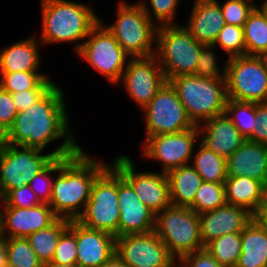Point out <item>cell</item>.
I'll list each match as a JSON object with an SVG mask.
<instances>
[{"label":"cell","instance_id":"obj_1","mask_svg":"<svg viewBox=\"0 0 267 267\" xmlns=\"http://www.w3.org/2000/svg\"><path fill=\"white\" fill-rule=\"evenodd\" d=\"M64 93L55 84L36 103L20 111L8 129V144L43 150L52 141L76 140L69 130Z\"/></svg>","mask_w":267,"mask_h":267},{"label":"cell","instance_id":"obj_2","mask_svg":"<svg viewBox=\"0 0 267 267\" xmlns=\"http://www.w3.org/2000/svg\"><path fill=\"white\" fill-rule=\"evenodd\" d=\"M82 149L71 156L59 157V173L54 178L48 204L58 218L78 219L90 198L94 181L108 167Z\"/></svg>","mask_w":267,"mask_h":267},{"label":"cell","instance_id":"obj_3","mask_svg":"<svg viewBox=\"0 0 267 267\" xmlns=\"http://www.w3.org/2000/svg\"><path fill=\"white\" fill-rule=\"evenodd\" d=\"M41 45L76 42L78 52L92 29L100 22L94 10L84 3L70 0H41ZM83 40L78 43L77 41Z\"/></svg>","mask_w":267,"mask_h":267},{"label":"cell","instance_id":"obj_4","mask_svg":"<svg viewBox=\"0 0 267 267\" xmlns=\"http://www.w3.org/2000/svg\"><path fill=\"white\" fill-rule=\"evenodd\" d=\"M80 148L76 140H64L53 152L43 154L44 150L7 144L0 149V198L29 184L54 158L71 156Z\"/></svg>","mask_w":267,"mask_h":267},{"label":"cell","instance_id":"obj_5","mask_svg":"<svg viewBox=\"0 0 267 267\" xmlns=\"http://www.w3.org/2000/svg\"><path fill=\"white\" fill-rule=\"evenodd\" d=\"M177 92L188 118L194 125L225 113L226 80L200 78L195 74L176 76L168 81Z\"/></svg>","mask_w":267,"mask_h":267},{"label":"cell","instance_id":"obj_6","mask_svg":"<svg viewBox=\"0 0 267 267\" xmlns=\"http://www.w3.org/2000/svg\"><path fill=\"white\" fill-rule=\"evenodd\" d=\"M155 57L167 82L179 75L194 74L204 44L191 36L180 24L159 26L156 34Z\"/></svg>","mask_w":267,"mask_h":267},{"label":"cell","instance_id":"obj_7","mask_svg":"<svg viewBox=\"0 0 267 267\" xmlns=\"http://www.w3.org/2000/svg\"><path fill=\"white\" fill-rule=\"evenodd\" d=\"M115 23L105 26L121 48L131 57L155 55L157 25L146 15L140 2L128 3L121 0L117 6Z\"/></svg>","mask_w":267,"mask_h":267},{"label":"cell","instance_id":"obj_8","mask_svg":"<svg viewBox=\"0 0 267 267\" xmlns=\"http://www.w3.org/2000/svg\"><path fill=\"white\" fill-rule=\"evenodd\" d=\"M154 232L176 260L205 248L200 235V217L190 207L170 205L157 213Z\"/></svg>","mask_w":267,"mask_h":267},{"label":"cell","instance_id":"obj_9","mask_svg":"<svg viewBox=\"0 0 267 267\" xmlns=\"http://www.w3.org/2000/svg\"><path fill=\"white\" fill-rule=\"evenodd\" d=\"M118 171L109 165L94 181L90 198L76 220L81 225L118 237Z\"/></svg>","mask_w":267,"mask_h":267},{"label":"cell","instance_id":"obj_10","mask_svg":"<svg viewBox=\"0 0 267 267\" xmlns=\"http://www.w3.org/2000/svg\"><path fill=\"white\" fill-rule=\"evenodd\" d=\"M228 99L243 102H267V73L261 56L242 55L227 59Z\"/></svg>","mask_w":267,"mask_h":267},{"label":"cell","instance_id":"obj_11","mask_svg":"<svg viewBox=\"0 0 267 267\" xmlns=\"http://www.w3.org/2000/svg\"><path fill=\"white\" fill-rule=\"evenodd\" d=\"M100 21L89 33L77 54L114 85L119 84L131 58ZM128 59V60H127ZM127 62V63H126Z\"/></svg>","mask_w":267,"mask_h":267},{"label":"cell","instance_id":"obj_12","mask_svg":"<svg viewBox=\"0 0 267 267\" xmlns=\"http://www.w3.org/2000/svg\"><path fill=\"white\" fill-rule=\"evenodd\" d=\"M142 110L145 113L144 142L154 135L178 133L195 126L169 82L161 87Z\"/></svg>","mask_w":267,"mask_h":267},{"label":"cell","instance_id":"obj_13","mask_svg":"<svg viewBox=\"0 0 267 267\" xmlns=\"http://www.w3.org/2000/svg\"><path fill=\"white\" fill-rule=\"evenodd\" d=\"M200 138L198 125L173 134H160L149 137L143 147V155L148 160L161 162L163 173L172 169L188 165L195 153L194 146L197 138Z\"/></svg>","mask_w":267,"mask_h":267},{"label":"cell","instance_id":"obj_14","mask_svg":"<svg viewBox=\"0 0 267 267\" xmlns=\"http://www.w3.org/2000/svg\"><path fill=\"white\" fill-rule=\"evenodd\" d=\"M111 165L132 186L140 201L155 214L171 205L166 173L136 172L133 160L127 155L118 156Z\"/></svg>","mask_w":267,"mask_h":267},{"label":"cell","instance_id":"obj_15","mask_svg":"<svg viewBox=\"0 0 267 267\" xmlns=\"http://www.w3.org/2000/svg\"><path fill=\"white\" fill-rule=\"evenodd\" d=\"M116 254L129 267H173L177 263L154 231L117 237Z\"/></svg>","mask_w":267,"mask_h":267},{"label":"cell","instance_id":"obj_16","mask_svg":"<svg viewBox=\"0 0 267 267\" xmlns=\"http://www.w3.org/2000/svg\"><path fill=\"white\" fill-rule=\"evenodd\" d=\"M133 102L143 109L167 82L155 55L130 58L121 79Z\"/></svg>","mask_w":267,"mask_h":267},{"label":"cell","instance_id":"obj_17","mask_svg":"<svg viewBox=\"0 0 267 267\" xmlns=\"http://www.w3.org/2000/svg\"><path fill=\"white\" fill-rule=\"evenodd\" d=\"M118 237L154 231L155 213L140 201L132 186L118 172Z\"/></svg>","mask_w":267,"mask_h":267},{"label":"cell","instance_id":"obj_18","mask_svg":"<svg viewBox=\"0 0 267 267\" xmlns=\"http://www.w3.org/2000/svg\"><path fill=\"white\" fill-rule=\"evenodd\" d=\"M77 241L76 264L80 267H100L116 254V237L108 232L89 229L76 220L68 228Z\"/></svg>","mask_w":267,"mask_h":267},{"label":"cell","instance_id":"obj_19","mask_svg":"<svg viewBox=\"0 0 267 267\" xmlns=\"http://www.w3.org/2000/svg\"><path fill=\"white\" fill-rule=\"evenodd\" d=\"M57 218L45 203L33 208L2 207V235L4 238H26L50 226Z\"/></svg>","mask_w":267,"mask_h":267},{"label":"cell","instance_id":"obj_20","mask_svg":"<svg viewBox=\"0 0 267 267\" xmlns=\"http://www.w3.org/2000/svg\"><path fill=\"white\" fill-rule=\"evenodd\" d=\"M200 235L204 247L222 235L241 233L254 215L244 207L225 204L199 215Z\"/></svg>","mask_w":267,"mask_h":267},{"label":"cell","instance_id":"obj_21","mask_svg":"<svg viewBox=\"0 0 267 267\" xmlns=\"http://www.w3.org/2000/svg\"><path fill=\"white\" fill-rule=\"evenodd\" d=\"M198 130L200 136L204 135L199 141L226 159L247 140L225 113L202 122Z\"/></svg>","mask_w":267,"mask_h":267},{"label":"cell","instance_id":"obj_22","mask_svg":"<svg viewBox=\"0 0 267 267\" xmlns=\"http://www.w3.org/2000/svg\"><path fill=\"white\" fill-rule=\"evenodd\" d=\"M228 177L245 176L265 184L267 181V145L246 140L227 159Z\"/></svg>","mask_w":267,"mask_h":267},{"label":"cell","instance_id":"obj_23","mask_svg":"<svg viewBox=\"0 0 267 267\" xmlns=\"http://www.w3.org/2000/svg\"><path fill=\"white\" fill-rule=\"evenodd\" d=\"M225 20L217 0H195L191 16L184 26L198 42L214 44L225 25Z\"/></svg>","mask_w":267,"mask_h":267},{"label":"cell","instance_id":"obj_24","mask_svg":"<svg viewBox=\"0 0 267 267\" xmlns=\"http://www.w3.org/2000/svg\"><path fill=\"white\" fill-rule=\"evenodd\" d=\"M36 36L6 46L0 52V72L39 71L41 58Z\"/></svg>","mask_w":267,"mask_h":267},{"label":"cell","instance_id":"obj_25","mask_svg":"<svg viewBox=\"0 0 267 267\" xmlns=\"http://www.w3.org/2000/svg\"><path fill=\"white\" fill-rule=\"evenodd\" d=\"M226 203L244 207L255 215L264 200V184L253 178L228 177L225 182Z\"/></svg>","mask_w":267,"mask_h":267},{"label":"cell","instance_id":"obj_26","mask_svg":"<svg viewBox=\"0 0 267 267\" xmlns=\"http://www.w3.org/2000/svg\"><path fill=\"white\" fill-rule=\"evenodd\" d=\"M235 267H267V230L255 218L241 232V254Z\"/></svg>","mask_w":267,"mask_h":267},{"label":"cell","instance_id":"obj_27","mask_svg":"<svg viewBox=\"0 0 267 267\" xmlns=\"http://www.w3.org/2000/svg\"><path fill=\"white\" fill-rule=\"evenodd\" d=\"M192 164L184 165L166 173L169 183L170 203L173 206L189 207L195 199L203 179Z\"/></svg>","mask_w":267,"mask_h":267},{"label":"cell","instance_id":"obj_28","mask_svg":"<svg viewBox=\"0 0 267 267\" xmlns=\"http://www.w3.org/2000/svg\"><path fill=\"white\" fill-rule=\"evenodd\" d=\"M69 224L70 220L57 218L50 226L26 237L42 264L52 261L58 241L69 228Z\"/></svg>","mask_w":267,"mask_h":267},{"label":"cell","instance_id":"obj_29","mask_svg":"<svg viewBox=\"0 0 267 267\" xmlns=\"http://www.w3.org/2000/svg\"><path fill=\"white\" fill-rule=\"evenodd\" d=\"M198 143L199 148L192 157V166L203 181L224 183L228 178L226 158L209 150L200 141Z\"/></svg>","mask_w":267,"mask_h":267},{"label":"cell","instance_id":"obj_30","mask_svg":"<svg viewBox=\"0 0 267 267\" xmlns=\"http://www.w3.org/2000/svg\"><path fill=\"white\" fill-rule=\"evenodd\" d=\"M246 55L267 54V18L255 8L243 26Z\"/></svg>","mask_w":267,"mask_h":267},{"label":"cell","instance_id":"obj_31","mask_svg":"<svg viewBox=\"0 0 267 267\" xmlns=\"http://www.w3.org/2000/svg\"><path fill=\"white\" fill-rule=\"evenodd\" d=\"M0 87L12 93L30 89H51L56 83L38 71L0 72Z\"/></svg>","mask_w":267,"mask_h":267},{"label":"cell","instance_id":"obj_32","mask_svg":"<svg viewBox=\"0 0 267 267\" xmlns=\"http://www.w3.org/2000/svg\"><path fill=\"white\" fill-rule=\"evenodd\" d=\"M205 249L223 267H235L241 254V233H230L209 242Z\"/></svg>","mask_w":267,"mask_h":267},{"label":"cell","instance_id":"obj_33","mask_svg":"<svg viewBox=\"0 0 267 267\" xmlns=\"http://www.w3.org/2000/svg\"><path fill=\"white\" fill-rule=\"evenodd\" d=\"M225 114L246 139L252 135L255 129L256 103L227 99Z\"/></svg>","mask_w":267,"mask_h":267},{"label":"cell","instance_id":"obj_34","mask_svg":"<svg viewBox=\"0 0 267 267\" xmlns=\"http://www.w3.org/2000/svg\"><path fill=\"white\" fill-rule=\"evenodd\" d=\"M226 204L224 183L203 181L198 188L194 202L189 206L198 215Z\"/></svg>","mask_w":267,"mask_h":267},{"label":"cell","instance_id":"obj_35","mask_svg":"<svg viewBox=\"0 0 267 267\" xmlns=\"http://www.w3.org/2000/svg\"><path fill=\"white\" fill-rule=\"evenodd\" d=\"M8 267H42L27 238H6Z\"/></svg>","mask_w":267,"mask_h":267},{"label":"cell","instance_id":"obj_36","mask_svg":"<svg viewBox=\"0 0 267 267\" xmlns=\"http://www.w3.org/2000/svg\"><path fill=\"white\" fill-rule=\"evenodd\" d=\"M217 44L229 55L228 58L246 55L243 27L225 24L213 45L216 47Z\"/></svg>","mask_w":267,"mask_h":267},{"label":"cell","instance_id":"obj_37","mask_svg":"<svg viewBox=\"0 0 267 267\" xmlns=\"http://www.w3.org/2000/svg\"><path fill=\"white\" fill-rule=\"evenodd\" d=\"M59 171V157L54 158L43 170H41L29 182V187L35 192L41 203L49 204L52 196L53 177L52 173ZM53 179V180H52Z\"/></svg>","mask_w":267,"mask_h":267},{"label":"cell","instance_id":"obj_38","mask_svg":"<svg viewBox=\"0 0 267 267\" xmlns=\"http://www.w3.org/2000/svg\"><path fill=\"white\" fill-rule=\"evenodd\" d=\"M180 0H150L151 10L148 8V3L142 0L140 4L144 8V11L148 18L154 23V19L157 21L156 25L164 26V25H176L174 23V17L177 11V7L179 5Z\"/></svg>","mask_w":267,"mask_h":267},{"label":"cell","instance_id":"obj_39","mask_svg":"<svg viewBox=\"0 0 267 267\" xmlns=\"http://www.w3.org/2000/svg\"><path fill=\"white\" fill-rule=\"evenodd\" d=\"M213 48V44L203 45L194 74L200 78L226 80V62L223 70L220 71Z\"/></svg>","mask_w":267,"mask_h":267},{"label":"cell","instance_id":"obj_40","mask_svg":"<svg viewBox=\"0 0 267 267\" xmlns=\"http://www.w3.org/2000/svg\"><path fill=\"white\" fill-rule=\"evenodd\" d=\"M258 7L255 3L245 0H227L220 3V8L226 24L243 27L249 15Z\"/></svg>","mask_w":267,"mask_h":267},{"label":"cell","instance_id":"obj_41","mask_svg":"<svg viewBox=\"0 0 267 267\" xmlns=\"http://www.w3.org/2000/svg\"><path fill=\"white\" fill-rule=\"evenodd\" d=\"M1 201L3 207L33 208L41 204L35 192L28 184L9 190L1 198Z\"/></svg>","mask_w":267,"mask_h":267},{"label":"cell","instance_id":"obj_42","mask_svg":"<svg viewBox=\"0 0 267 267\" xmlns=\"http://www.w3.org/2000/svg\"><path fill=\"white\" fill-rule=\"evenodd\" d=\"M77 241L76 236L67 229L60 237L53 262L61 265H71L76 263Z\"/></svg>","mask_w":267,"mask_h":267},{"label":"cell","instance_id":"obj_43","mask_svg":"<svg viewBox=\"0 0 267 267\" xmlns=\"http://www.w3.org/2000/svg\"><path fill=\"white\" fill-rule=\"evenodd\" d=\"M179 267H223L204 248L177 259Z\"/></svg>","mask_w":267,"mask_h":267},{"label":"cell","instance_id":"obj_44","mask_svg":"<svg viewBox=\"0 0 267 267\" xmlns=\"http://www.w3.org/2000/svg\"><path fill=\"white\" fill-rule=\"evenodd\" d=\"M247 140L267 145V102L256 103L255 129Z\"/></svg>","mask_w":267,"mask_h":267},{"label":"cell","instance_id":"obj_45","mask_svg":"<svg viewBox=\"0 0 267 267\" xmlns=\"http://www.w3.org/2000/svg\"><path fill=\"white\" fill-rule=\"evenodd\" d=\"M17 113L12 94L0 87V122L9 129Z\"/></svg>","mask_w":267,"mask_h":267},{"label":"cell","instance_id":"obj_46","mask_svg":"<svg viewBox=\"0 0 267 267\" xmlns=\"http://www.w3.org/2000/svg\"><path fill=\"white\" fill-rule=\"evenodd\" d=\"M50 89H30L12 93V98L18 112L26 110L40 98H42Z\"/></svg>","mask_w":267,"mask_h":267},{"label":"cell","instance_id":"obj_47","mask_svg":"<svg viewBox=\"0 0 267 267\" xmlns=\"http://www.w3.org/2000/svg\"><path fill=\"white\" fill-rule=\"evenodd\" d=\"M254 218L267 230V203H262Z\"/></svg>","mask_w":267,"mask_h":267},{"label":"cell","instance_id":"obj_48","mask_svg":"<svg viewBox=\"0 0 267 267\" xmlns=\"http://www.w3.org/2000/svg\"><path fill=\"white\" fill-rule=\"evenodd\" d=\"M0 267H8L6 238H0Z\"/></svg>","mask_w":267,"mask_h":267},{"label":"cell","instance_id":"obj_49","mask_svg":"<svg viewBox=\"0 0 267 267\" xmlns=\"http://www.w3.org/2000/svg\"><path fill=\"white\" fill-rule=\"evenodd\" d=\"M100 267H129L117 254H114L107 262Z\"/></svg>","mask_w":267,"mask_h":267},{"label":"cell","instance_id":"obj_50","mask_svg":"<svg viewBox=\"0 0 267 267\" xmlns=\"http://www.w3.org/2000/svg\"><path fill=\"white\" fill-rule=\"evenodd\" d=\"M8 144V129L0 122V149Z\"/></svg>","mask_w":267,"mask_h":267},{"label":"cell","instance_id":"obj_51","mask_svg":"<svg viewBox=\"0 0 267 267\" xmlns=\"http://www.w3.org/2000/svg\"><path fill=\"white\" fill-rule=\"evenodd\" d=\"M42 267H80V266L76 263L71 264V265H61L53 261H49V262L43 263Z\"/></svg>","mask_w":267,"mask_h":267},{"label":"cell","instance_id":"obj_52","mask_svg":"<svg viewBox=\"0 0 267 267\" xmlns=\"http://www.w3.org/2000/svg\"><path fill=\"white\" fill-rule=\"evenodd\" d=\"M263 203H267V181L264 184V200Z\"/></svg>","mask_w":267,"mask_h":267},{"label":"cell","instance_id":"obj_53","mask_svg":"<svg viewBox=\"0 0 267 267\" xmlns=\"http://www.w3.org/2000/svg\"><path fill=\"white\" fill-rule=\"evenodd\" d=\"M0 205H1V202H0ZM2 206H0L1 208ZM3 235H2V209L0 210V238H2Z\"/></svg>","mask_w":267,"mask_h":267},{"label":"cell","instance_id":"obj_54","mask_svg":"<svg viewBox=\"0 0 267 267\" xmlns=\"http://www.w3.org/2000/svg\"><path fill=\"white\" fill-rule=\"evenodd\" d=\"M267 73V54L261 55Z\"/></svg>","mask_w":267,"mask_h":267},{"label":"cell","instance_id":"obj_55","mask_svg":"<svg viewBox=\"0 0 267 267\" xmlns=\"http://www.w3.org/2000/svg\"><path fill=\"white\" fill-rule=\"evenodd\" d=\"M257 8H259V9L265 14V16H266V18H267V6H264V7H257Z\"/></svg>","mask_w":267,"mask_h":267},{"label":"cell","instance_id":"obj_56","mask_svg":"<svg viewBox=\"0 0 267 267\" xmlns=\"http://www.w3.org/2000/svg\"><path fill=\"white\" fill-rule=\"evenodd\" d=\"M264 6H267V0H265V1L263 2V4L260 5V7H264Z\"/></svg>","mask_w":267,"mask_h":267},{"label":"cell","instance_id":"obj_57","mask_svg":"<svg viewBox=\"0 0 267 267\" xmlns=\"http://www.w3.org/2000/svg\"><path fill=\"white\" fill-rule=\"evenodd\" d=\"M245 1H248V2H252V3H254V0H245Z\"/></svg>","mask_w":267,"mask_h":267}]
</instances>
